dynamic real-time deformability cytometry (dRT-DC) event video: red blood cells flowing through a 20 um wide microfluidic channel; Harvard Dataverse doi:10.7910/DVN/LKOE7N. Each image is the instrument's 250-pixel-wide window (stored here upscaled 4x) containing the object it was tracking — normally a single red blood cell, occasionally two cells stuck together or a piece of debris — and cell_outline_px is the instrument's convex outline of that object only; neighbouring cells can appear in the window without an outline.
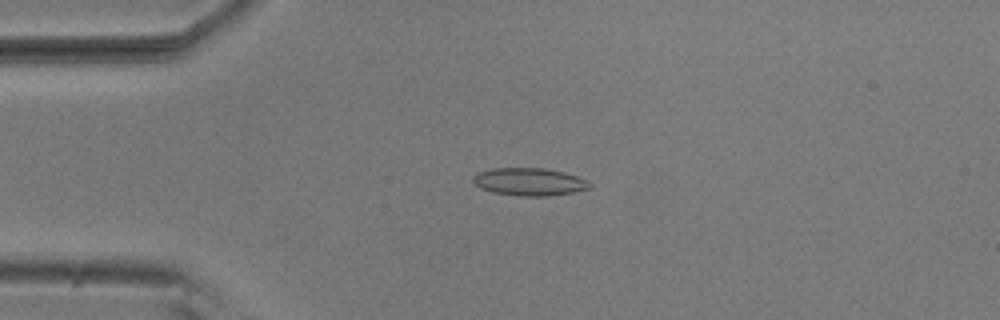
{"species": "common noctule bat (a hibernating species)", "species_latin": "Nyctalus noctula", "temperature_condition": "room temperature", "stored_images_in_passage": 54, "camera_frame_rate_fps": 3000, "um_per_image_px": 0.085, "animal": {"sex": "male", "body_mass_g": 20.5, "forearm_length_mm": 52.5}, "frame": {"image": 1, "passage_image": 13, "time_ms": 4.0, "image_size_px": [1000, 320], "cell_outline_px": [[592, 184], [588, 188], [572, 192], [548, 196], [520, 196], [492, 192], [480, 188], [472, 180], [472, 176], [476, 172], [492, 168], [544, 168], [564, 172], [576, 176]], "centroid_in_image_um": [44.93, 15.44], "position_along_channel_um": 40.1, "area_um2": 18.73}}
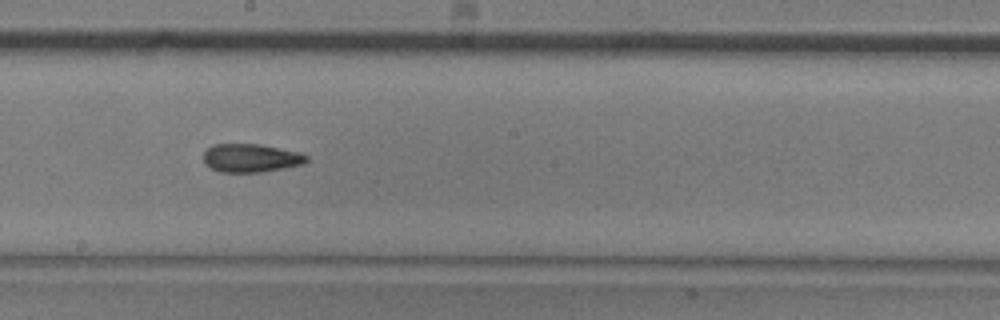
{"frame": {"image": 2, "passage_image": 30, "time_ms": 9.667, "image_size_px": [1000, 320], "cell_outline_px": [[308, 160], [304, 164], [264, 172], [220, 172], [208, 168], [204, 164], [204, 152], [212, 144], [260, 144], [300, 152], [308, 156]], "centroid_in_image_um": [21.32, 13.44], "position_along_channel_um": 226.9, "area_um2": 17.28}}
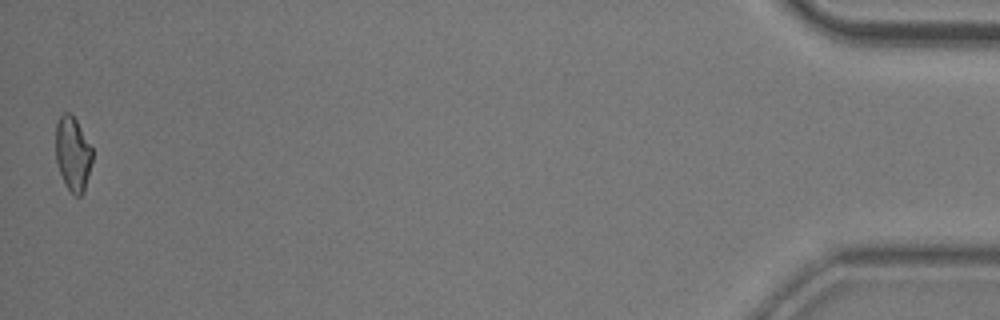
{"frame": {"image": 3, "passage_image": 54, "time_ms": 17.667, "image_size_px": [1000, 320], "cell_outline_px": [[92, 160], [84, 192], [80, 196], [76, 196], [64, 184], [56, 160], [56, 124], [60, 116], [64, 112], [68, 112], [76, 120], [92, 148]], "centroid_in_image_um": [6.18, 13.08], "position_along_channel_um": 429.0, "area_um2": 15.66}, "authors_computed_cell_mechanics": {"area_um2": 17.1955, "velocity_mm_per_s": 3.7131, "shape_relaxation_time_tau1_ms": null, "shape_relaxation_time_tau2_ms": 5.7331, "deformation_change_tau1": null, "deformation_change_tau2": 0.1493}}